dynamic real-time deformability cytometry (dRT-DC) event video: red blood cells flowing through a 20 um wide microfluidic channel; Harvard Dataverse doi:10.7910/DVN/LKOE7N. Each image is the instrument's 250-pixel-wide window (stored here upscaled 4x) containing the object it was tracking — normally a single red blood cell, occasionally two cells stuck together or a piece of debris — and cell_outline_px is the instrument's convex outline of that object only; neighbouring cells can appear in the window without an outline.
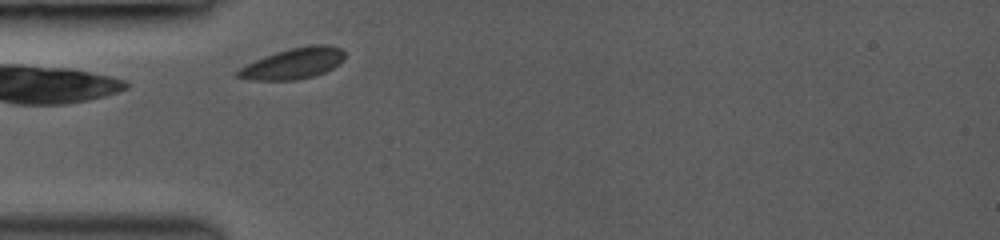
{"species": "common noctule bat (a hibernating species)", "species_latin": "Nyctalus noctula", "temperature_condition": "room temperature", "stored_images_in_passage": 4, "camera_frame_rate_fps": 3000, "um_per_image_px": 0.085, "animal": {"sex": "female", "body_mass_g": 19.0, "forearm_length_mm": 53.3}, "frame": {"image": 1, "passage_image": 1, "time_ms": 0.0, "image_size_px": [1000, 240], "cell_outline_px": [[344, 60], [340, 64], [324, 72], [312, 76], [296, 80], [248, 80], [232, 76], [232, 72], [264, 56], [276, 52], [292, 48], [312, 44], [328, 44], [340, 48], [344, 52]], "centroid_in_image_um": [24.89, 5.4], "position_along_channel_um": 60.1, "area_um2": 19.42}}
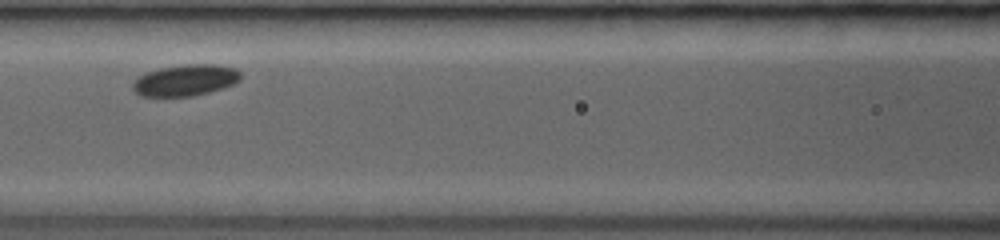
{"frame": {"image": 2, "passage_image": 3, "time_ms": 2.333, "image_size_px": [1000, 240], "cell_outline_px": [[240, 80], [232, 84], [208, 92], [192, 96], [140, 96], [132, 88], [132, 84], [140, 76], [148, 72], [160, 68], [184, 64], [216, 64], [236, 68], [240, 72]], "centroid_in_image_um": [15.77, 6.81], "position_along_channel_um": 150.8, "area_um2": 19.48}}
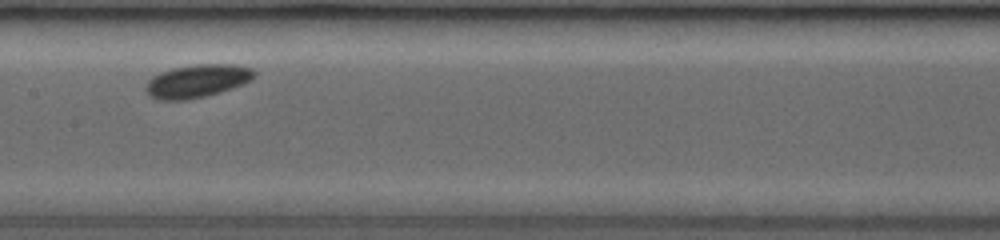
{"frame": {"image": 3, "passage_image": 4, "time_ms": 3.333, "image_size_px": [1000, 240], "cell_outline_px": [[256, 76], [244, 84], [220, 92], [188, 100], [160, 100], [148, 96], [144, 88], [144, 84], [152, 76], [160, 72], [172, 68], [196, 64], [236, 64], [252, 68], [256, 72]], "centroid_in_image_um": [16.74, 6.88], "position_along_channel_um": 190.7, "area_um2": 21.21}}